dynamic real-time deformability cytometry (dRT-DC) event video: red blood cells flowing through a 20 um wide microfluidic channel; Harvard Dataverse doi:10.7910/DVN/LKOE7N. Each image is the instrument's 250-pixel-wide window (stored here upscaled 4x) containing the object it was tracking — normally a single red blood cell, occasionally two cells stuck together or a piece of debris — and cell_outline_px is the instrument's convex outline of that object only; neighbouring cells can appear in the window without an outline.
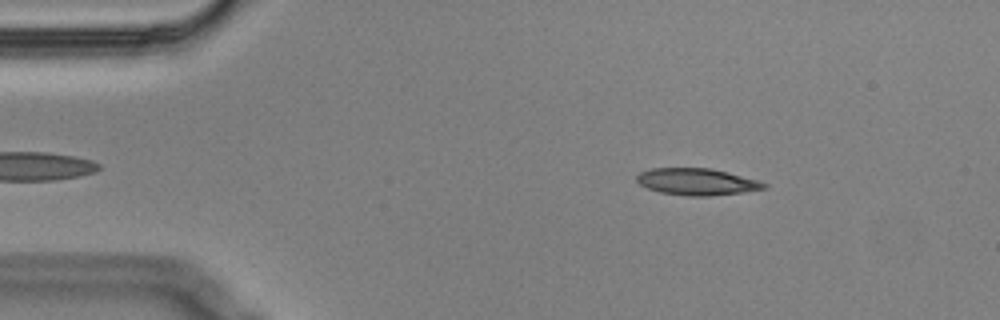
{"species": "Egyptian fruit bat (a non-hibernating species)", "species_latin": "Rousettus aegyptiacus", "temperature_condition": "cold", "stored_images_in_passage": 54, "segment_of_instrument_passage": [1, 2], "camera_frame_rate_fps": 3000, "um_per_image_px": 0.085, "animal": {"sex": "male"}, "frame": {"image": 1, "passage_image": 6, "time_ms": 1.667, "image_size_px": [1000, 320], "cell_outline_px": [[768, 188], [744, 192], [708, 196], [688, 196], [660, 192], [648, 188], [640, 184], [636, 180], [636, 176], [640, 172], [652, 168], [712, 168], [728, 172], [756, 180], [768, 184]], "centroid_in_image_um": [59.24, 15.45], "position_along_channel_um": 25.8, "area_um2": 19.83}}
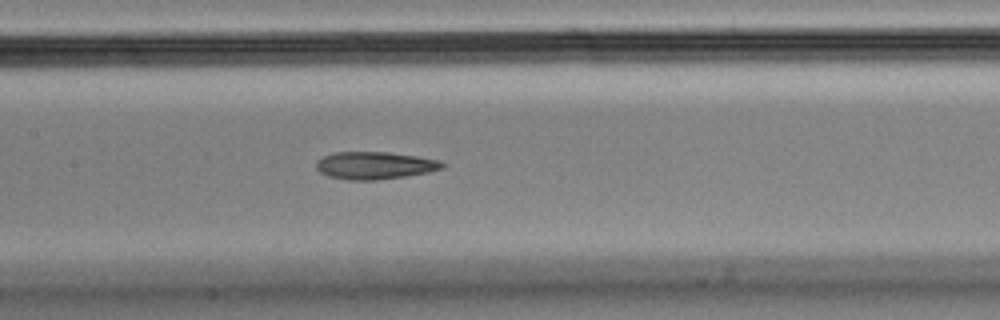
{"frame": {"image": 2, "passage_image": 24, "time_ms": 7.667, "image_size_px": [1000, 320], "cell_outline_px": [[444, 168], [428, 172], [404, 176], [376, 180], [348, 180], [328, 176], [320, 172], [316, 168], [316, 160], [332, 152], [388, 152], [416, 156], [440, 160], [444, 164]], "centroid_in_image_um": [31.83, 14.06], "position_along_channel_um": 175.6, "area_um2": 20.17}}
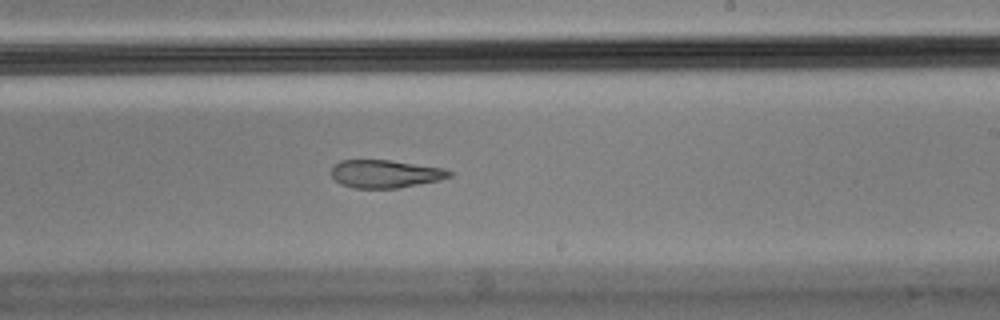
{"frame": {"image": 3, "passage_image": 31, "time_ms": 10.0, "image_size_px": [1000, 320], "cell_outline_px": [[452, 176], [440, 180], [400, 188], [356, 188], [340, 184], [332, 176], [332, 168], [340, 160], [388, 160], [444, 168], [452, 172]], "centroid_in_image_um": [32.77, 14.78], "position_along_channel_um": 256.2, "area_um2": 19.13}}